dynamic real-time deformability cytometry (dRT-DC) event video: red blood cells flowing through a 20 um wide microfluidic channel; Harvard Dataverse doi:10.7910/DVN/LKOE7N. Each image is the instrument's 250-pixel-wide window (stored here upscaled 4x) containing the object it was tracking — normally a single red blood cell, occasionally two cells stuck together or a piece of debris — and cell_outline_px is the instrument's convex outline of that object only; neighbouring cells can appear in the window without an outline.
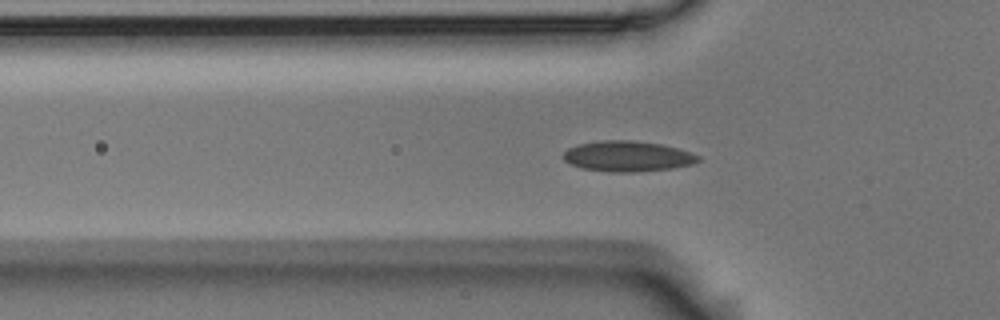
{"species": "Egyptian fruit bat (a non-hibernating species)", "species_latin": "Rousettus aegyptiacus", "temperature_condition": "room temperature", "stored_images_in_passage": 55, "camera_frame_rate_fps": 3000, "um_per_image_px": 0.085, "animal": {"sex": "male"}, "frame": {"image": 1, "passage_image": 17, "time_ms": 5.333, "image_size_px": [1000, 320], "cell_outline_px": [[700, 160], [692, 164], [672, 168], [632, 172], [608, 172], [580, 168], [564, 160], [564, 152], [568, 148], [580, 144], [600, 140], [632, 140], [660, 144], [676, 148], [700, 156]], "centroid_in_image_um": [53.32, 13.28], "position_along_channel_um": 72.5, "area_um2": 23.81}}
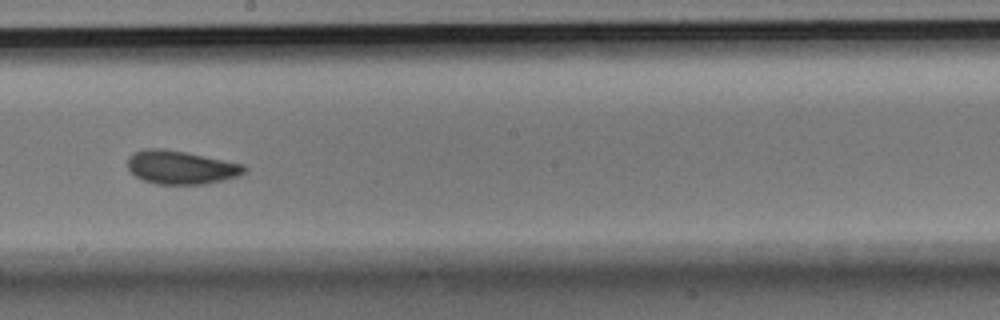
{"frame": {"image": 2, "passage_image": 30, "time_ms": 9.667, "image_size_px": [1000, 320], "cell_outline_px": [[248, 168], [240, 176], [204, 184], [156, 184], [144, 180], [136, 176], [128, 168], [128, 156], [132, 152], [144, 148], [164, 148], [244, 164]], "centroid_in_image_um": [15.37, 14.22], "position_along_channel_um": 232.8, "area_um2": 22.77}}
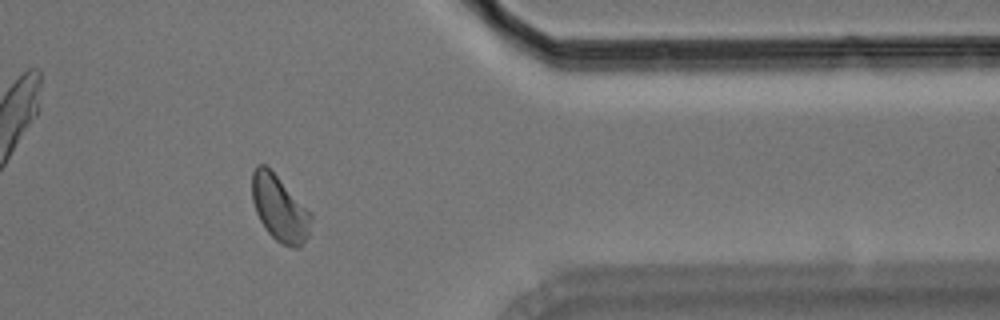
{"frame": {"image": 3, "passage_image": 44, "time_ms": 14.333, "image_size_px": [1000, 320], "cell_outline_px": [[312, 220], [308, 236], [300, 248], [296, 248], [280, 244], [264, 228], [256, 212], [252, 200], [252, 172], [256, 164], [264, 164], [312, 212]], "centroid_in_image_um": [23.78, 17.74], "position_along_channel_um": 387.6, "area_um2": 22.6}, "authors_computed_cell_mechanics": {"area_um2": 22.1374, "velocity_mm_per_s": 3.683, "shape_relaxation_time_tau1_ms": 6.2542, "shape_relaxation_time_tau2_ms": 1.5736, "deformation_change_tau1": 0.1037, "deformation_change_tau2": 0.057}}